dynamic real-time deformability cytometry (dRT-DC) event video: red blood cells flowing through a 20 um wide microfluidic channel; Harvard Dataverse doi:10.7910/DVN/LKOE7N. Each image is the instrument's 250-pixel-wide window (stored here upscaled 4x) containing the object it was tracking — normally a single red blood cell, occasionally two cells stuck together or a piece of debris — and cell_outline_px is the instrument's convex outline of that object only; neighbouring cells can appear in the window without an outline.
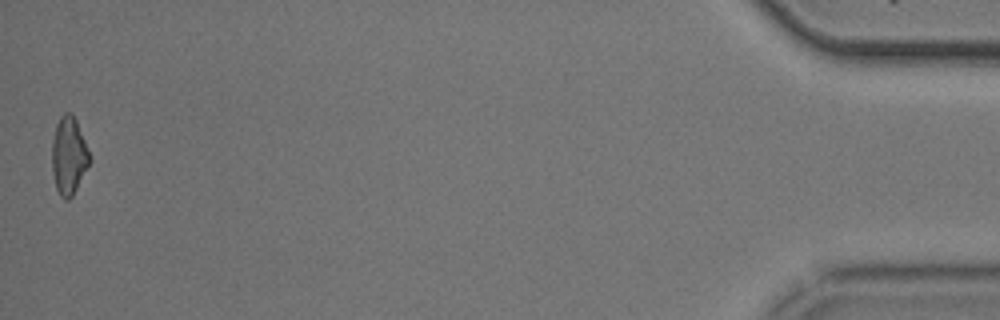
{"species": "common noctule bat (a hibernating species)", "species_latin": "Nyctalus noctula", "temperature_condition": "cold", "stored_images_in_passage": 40, "camera_frame_rate_fps": 3000, "um_per_image_px": 0.085, "animal": {"sex": "male", "body_mass_g": 20.5, "forearm_length_mm": 52.5}, "frame": {"image": 1, "passage_image": 40, "time_ms": 13.0, "image_size_px": [1000, 320], "cell_outline_px": [[92, 160], [72, 196], [68, 200], [64, 200], [60, 196], [56, 188], [52, 172], [52, 140], [56, 124], [60, 116], [64, 112], [72, 112], [76, 120], [92, 156]], "centroid_in_image_um": [5.86, 13.22], "position_along_channel_um": 429.3, "area_um2": 17.34}, "authors_computed_cell_mechanics": {"area_um2": 18.1203, "velocity_mm_per_s": 3.762, "shape_relaxation_time_tau1_ms": 2.9749, "shape_relaxation_time_tau2_ms": 2.9811, "deformation_change_tau1": 0.1015, "deformation_change_tau2": 0.131}}